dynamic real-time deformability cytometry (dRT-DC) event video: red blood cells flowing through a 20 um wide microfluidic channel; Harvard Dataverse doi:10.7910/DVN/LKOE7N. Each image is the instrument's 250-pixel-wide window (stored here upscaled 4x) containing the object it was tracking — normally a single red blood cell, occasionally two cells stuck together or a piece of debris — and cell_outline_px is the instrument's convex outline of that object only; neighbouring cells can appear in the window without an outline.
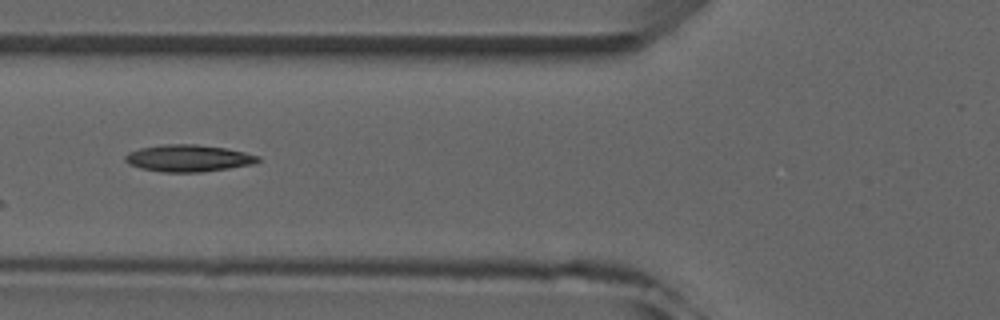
{"species": "common noctule bat (a hibernating species)", "species_latin": "Nyctalus noctula", "temperature_condition": "room temperature", "stored_images_in_passage": 6, "camera_frame_rate_fps": 3000, "um_per_image_px": 0.085, "animal": {"sex": "male", "forearm_length_mm": 52.5}, "frame": {"image": 1, "passage_image": 5, "time_ms": 5.333, "image_size_px": [1000, 320], "cell_outline_px": [[260, 160], [256, 164], [200, 172], [164, 172], [140, 168], [128, 164], [124, 160], [124, 156], [128, 152], [140, 148], [160, 144], [196, 144], [224, 148], [244, 152], [260, 156]], "centroid_in_image_um": [15.99, 13.44], "position_along_channel_um": 109.8, "area_um2": 20.92}}